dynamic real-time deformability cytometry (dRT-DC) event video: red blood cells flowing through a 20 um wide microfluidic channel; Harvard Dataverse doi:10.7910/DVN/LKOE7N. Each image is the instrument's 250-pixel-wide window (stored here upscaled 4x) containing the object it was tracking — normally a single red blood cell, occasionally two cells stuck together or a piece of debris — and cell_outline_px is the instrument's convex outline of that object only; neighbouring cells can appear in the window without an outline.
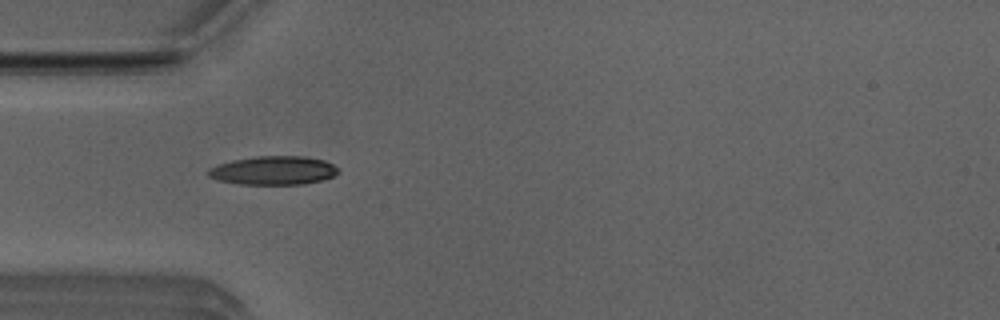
{"species": "Egyptian fruit bat (a non-hibernating species)", "species_latin": "Rousettus aegyptiacus", "temperature_condition": "room temperature", "stored_images_in_passage": 51, "camera_frame_rate_fps": 3000, "um_per_image_px": 0.085, "animal": {"sex": "male"}, "frame": {"image": 1, "passage_image": 15, "time_ms": 4.667, "image_size_px": [1000, 320], "cell_outline_px": [[340, 172], [336, 176], [304, 184], [240, 184], [220, 180], [208, 176], [208, 168], [232, 160], [256, 156], [304, 156], [324, 160], [340, 168]], "centroid_in_image_um": [23.3, 14.48], "position_along_channel_um": 61.7, "area_um2": 21.73}}
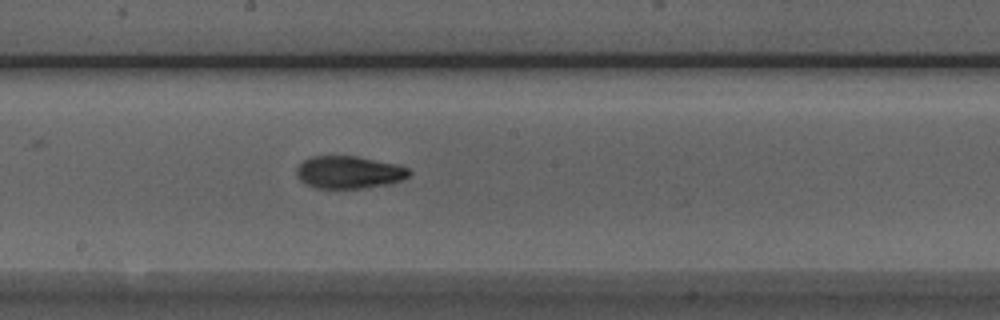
{"frame": {"image": 2, "passage_image": 27, "time_ms": 8.667, "image_size_px": [1000, 320], "cell_outline_px": [[412, 172], [404, 180], [392, 184], [364, 188], [316, 188], [300, 180], [296, 172], [296, 168], [304, 160], [312, 156], [356, 156], [400, 164], [408, 168]], "centroid_in_image_um": [29.73, 14.64], "position_along_channel_um": 218.5, "area_um2": 21.56}}
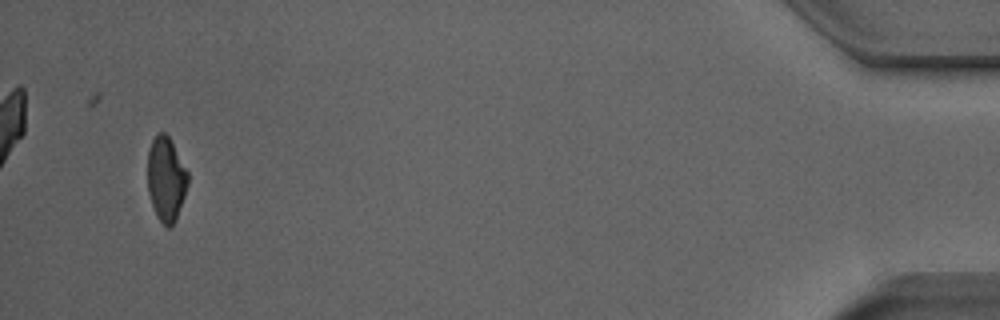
{"frame": {"image": 3, "passage_image": 49, "time_ms": 16.0, "image_size_px": [1000, 320], "cell_outline_px": [[188, 184], [176, 220], [168, 228], [156, 216], [148, 192], [148, 152], [152, 140], [160, 132], [164, 132], [168, 136], [188, 172]], "centroid_in_image_um": [14.11, 15.23], "position_along_channel_um": 421.1, "area_um2": 19.48}, "authors_computed_cell_mechanics": {"area_um2": 20.9814, "velocity_mm_per_s": 3.9418, "shape_relaxation_time_tau1_ms": 7.8671, "shape_relaxation_time_tau2_ms": 2.9189, "deformation_change_tau1": 0.1983, "deformation_change_tau2": 0.0966}}